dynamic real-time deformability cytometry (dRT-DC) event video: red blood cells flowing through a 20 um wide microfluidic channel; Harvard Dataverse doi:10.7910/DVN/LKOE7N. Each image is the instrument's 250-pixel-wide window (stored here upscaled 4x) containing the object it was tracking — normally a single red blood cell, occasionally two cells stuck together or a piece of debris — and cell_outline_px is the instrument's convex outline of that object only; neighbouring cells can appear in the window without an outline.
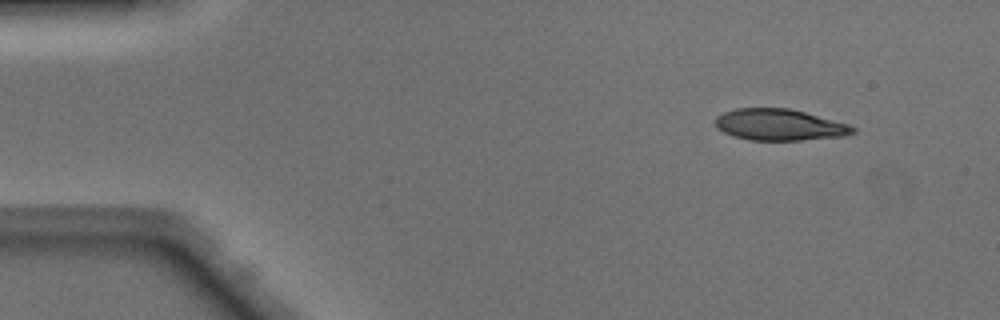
{"species": "Egyptian fruit bat (a non-hibernating species)", "species_latin": "Rousettus aegyptiacus", "temperature_condition": "warm", "stored_images_in_passage": 44, "camera_frame_rate_fps": 3000, "um_per_image_px": 0.085, "animal": {"sex": "male"}, "frame": {"image": 1, "passage_image": 1, "time_ms": 0.0, "image_size_px": [1000, 320], "cell_outline_px": [[856, 132], [844, 136], [800, 140], [748, 140], [732, 136], [716, 128], [716, 116], [724, 112], [736, 108], [788, 108], [852, 124], [856, 128]], "centroid_in_image_um": [66.28, 10.61], "position_along_channel_um": 18.7, "area_um2": 25.32}}
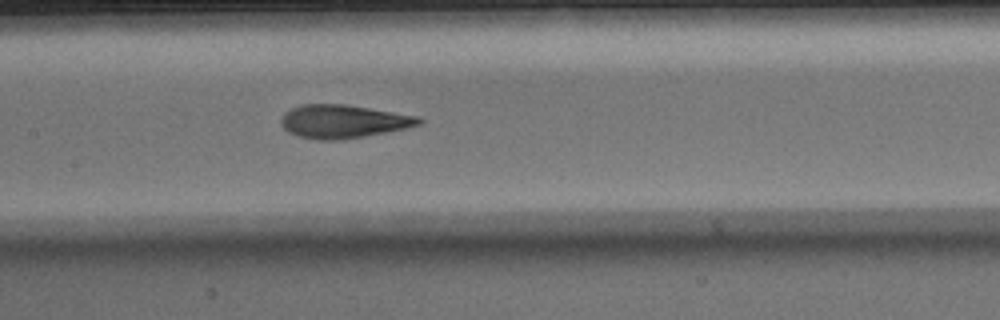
{"frame": {"image": 2, "passage_image": 19, "time_ms": 6.0, "image_size_px": [1000, 320], "cell_outline_px": [[424, 120], [420, 124], [404, 128], [364, 136], [336, 140], [320, 140], [296, 136], [288, 132], [280, 124], [280, 116], [288, 108], [300, 104], [344, 104], [420, 116]], "centroid_in_image_um": [29.1, 10.31], "position_along_channel_um": 178.3, "area_um2": 26.88}}
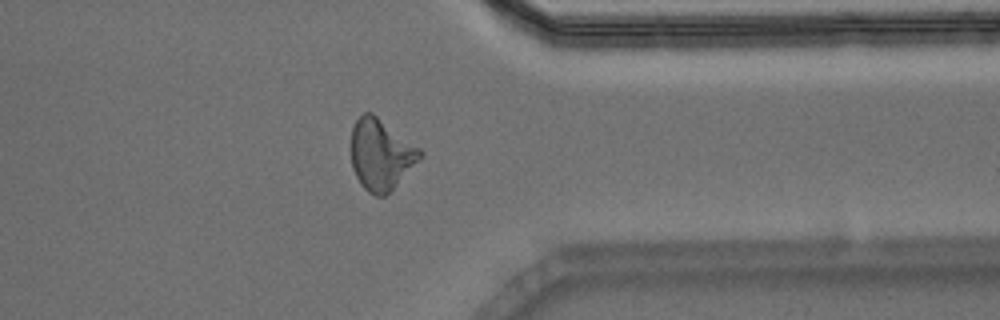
{"frame": {"image": 3, "passage_image": 34, "time_ms": 11.0, "image_size_px": [1000, 320], "cell_outline_px": [[424, 152], [392, 188], [384, 196], [376, 196], [368, 192], [360, 184], [352, 168], [352, 128], [356, 120], [364, 112], [372, 112], [420, 148]], "centroid_in_image_um": [32.34, 13.1], "position_along_channel_um": 379.1, "area_um2": 27.8}, "authors_computed_cell_mechanics": {"area_um2": 26.7036, "velocity_mm_per_s": 4.1576, "shape_relaxation_time_tau1_ms": 5.1944, "shape_relaxation_time_tau2_ms": 1.2921, "deformation_change_tau1": 0.2209, "deformation_change_tau2": 0.0963}}